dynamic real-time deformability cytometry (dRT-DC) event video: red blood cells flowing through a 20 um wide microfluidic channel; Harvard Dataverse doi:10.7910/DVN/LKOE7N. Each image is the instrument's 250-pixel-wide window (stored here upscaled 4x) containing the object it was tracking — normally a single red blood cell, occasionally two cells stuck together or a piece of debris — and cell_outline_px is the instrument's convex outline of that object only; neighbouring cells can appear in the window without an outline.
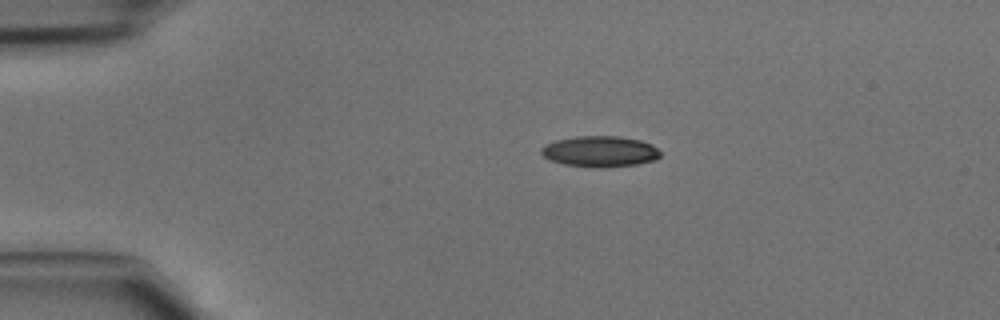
{"species": "common noctule bat (a hibernating species)", "species_latin": "Nyctalus noctula", "temperature_condition": "cold", "stored_images_in_passage": 37, "camera_frame_rate_fps": 3000, "um_per_image_px": 0.085, "animal": {"sex": "male", "body_mass_g": 15.6}, "frame": {"image": 1, "passage_image": 1, "time_ms": 0.0, "image_size_px": [1000, 320], "cell_outline_px": [[660, 156], [656, 160], [636, 164], [604, 168], [596, 168], [564, 164], [552, 160], [544, 156], [540, 152], [540, 148], [544, 144], [556, 140], [576, 136], [620, 136], [640, 140], [652, 144], [660, 152]], "centroid_in_image_um": [51.0, 12.87], "position_along_channel_um": 34.0, "area_um2": 21.56}}
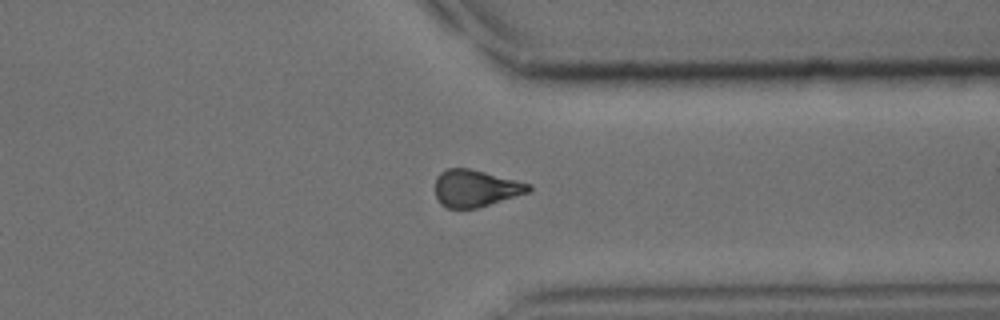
{"frame": {"image": 2, "passage_image": 27, "time_ms": 8.667, "image_size_px": [1000, 320], "cell_outline_px": [[532, 192], [476, 208], [448, 208], [440, 204], [436, 196], [436, 176], [440, 172], [448, 168], [468, 168], [532, 184]], "centroid_in_image_um": [40.44, 16.01], "position_along_channel_um": 371.0, "area_um2": 20.17}}
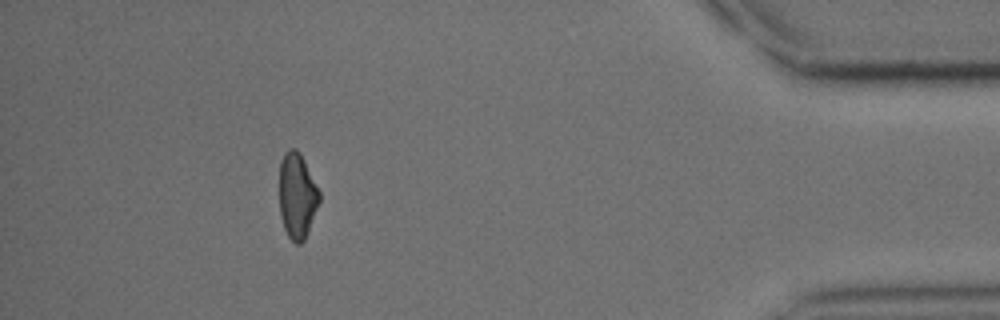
{"frame": {"image": 3, "passage_image": 33, "time_ms": 10.667, "image_size_px": [1000, 320], "cell_outline_px": [[320, 200], [308, 232], [304, 240], [300, 244], [296, 244], [288, 236], [284, 228], [280, 216], [280, 160], [284, 152], [288, 148], [296, 148], [300, 152], [320, 192]], "centroid_in_image_um": [25.25, 16.62], "position_along_channel_um": 410.0, "area_um2": 20.0}}